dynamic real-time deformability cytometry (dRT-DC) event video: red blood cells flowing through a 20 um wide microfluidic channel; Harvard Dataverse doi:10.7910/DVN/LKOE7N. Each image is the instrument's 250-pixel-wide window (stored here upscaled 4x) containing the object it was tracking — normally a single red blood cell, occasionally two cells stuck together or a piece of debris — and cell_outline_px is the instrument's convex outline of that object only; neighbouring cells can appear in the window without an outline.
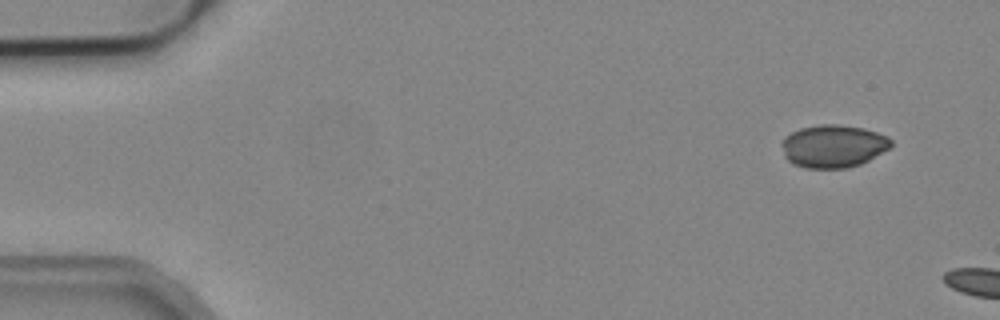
{"species": "common noctule bat (a hibernating species)", "species_latin": "Nyctalus noctula", "temperature_condition": "cold", "stored_images_in_passage": 5, "camera_frame_rate_fps": 3000, "um_per_image_px": 0.085, "animal": {"sex": "male", "body_mass_g": 19.2, "forearm_length_mm": 51.8}, "frame": {"image": 1, "passage_image": 1, "time_ms": 0.0, "image_size_px": [1000, 320], "cell_outline_px": [[892, 144], [888, 148], [868, 160], [860, 164], [848, 168], [804, 168], [792, 164], [784, 156], [780, 144], [784, 136], [800, 128], [820, 124], [836, 124], [864, 128], [888, 136], [892, 140]], "centroid_in_image_um": [70.78, 12.42], "position_along_channel_um": 14.2, "area_um2": 27.4}}
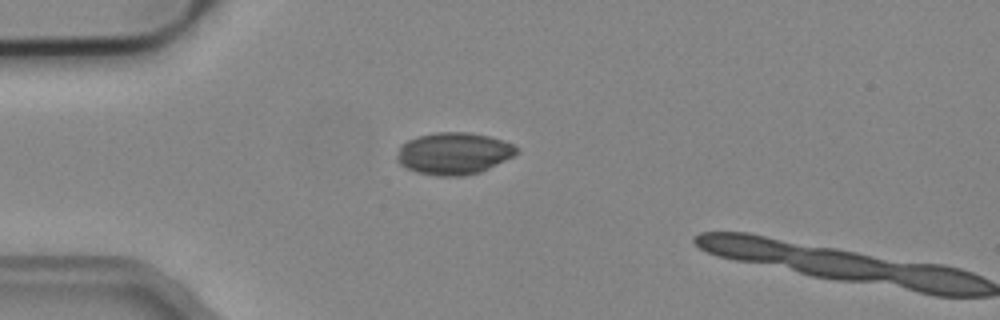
{"frame": {"image": 2, "passage_image": 4, "time_ms": 1.0, "image_size_px": [1000, 320], "cell_outline_px": [[520, 152], [480, 172], [464, 176], [436, 176], [416, 172], [404, 168], [396, 160], [396, 156], [400, 144], [408, 140], [420, 136], [436, 132], [464, 132], [488, 136], [512, 144], [520, 148]], "centroid_in_image_um": [38.53, 13.05], "position_along_channel_um": 46.5, "area_um2": 29.25}}